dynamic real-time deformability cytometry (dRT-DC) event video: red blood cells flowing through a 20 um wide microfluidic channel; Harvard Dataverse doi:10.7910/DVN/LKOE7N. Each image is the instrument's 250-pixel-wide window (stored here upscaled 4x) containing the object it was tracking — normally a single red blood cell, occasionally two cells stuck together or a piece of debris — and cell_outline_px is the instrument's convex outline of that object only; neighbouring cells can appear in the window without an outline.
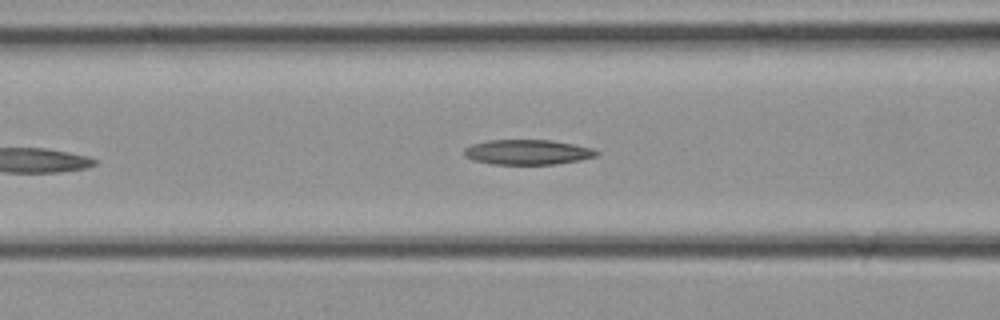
{"species": "common noctule bat (a hibernating species)", "species_latin": "Nyctalus noctula", "temperature_condition": "cold", "stored_images_in_passage": 23, "camera_frame_rate_fps": 3000, "um_per_image_px": 0.085, "animal": {"sex": "female", "body_mass_g": 21.9}, "frame": {"image": 1, "passage_image": 7, "time_ms": 2.0, "image_size_px": [1000, 320], "cell_outline_px": [[600, 152], [596, 156], [580, 160], [556, 164], [492, 164], [472, 160], [464, 156], [464, 148], [472, 144], [488, 140], [552, 140], [592, 148]], "centroid_in_image_um": [44.82, 12.93], "position_along_channel_um": 121.8, "area_um2": 19.31}}
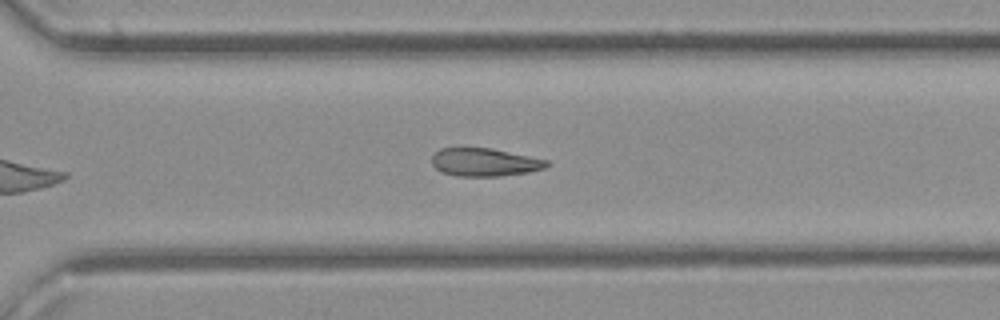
{"frame": {"image": 2, "passage_image": 17, "time_ms": 5.333, "image_size_px": [1000, 320], "cell_outline_px": [[552, 164], [544, 168], [528, 172], [500, 176], [456, 176], [440, 172], [432, 164], [432, 156], [440, 148], [492, 148], [548, 160]], "centroid_in_image_um": [41.2, 13.79], "position_along_channel_um": 329.4, "area_um2": 18.84}}